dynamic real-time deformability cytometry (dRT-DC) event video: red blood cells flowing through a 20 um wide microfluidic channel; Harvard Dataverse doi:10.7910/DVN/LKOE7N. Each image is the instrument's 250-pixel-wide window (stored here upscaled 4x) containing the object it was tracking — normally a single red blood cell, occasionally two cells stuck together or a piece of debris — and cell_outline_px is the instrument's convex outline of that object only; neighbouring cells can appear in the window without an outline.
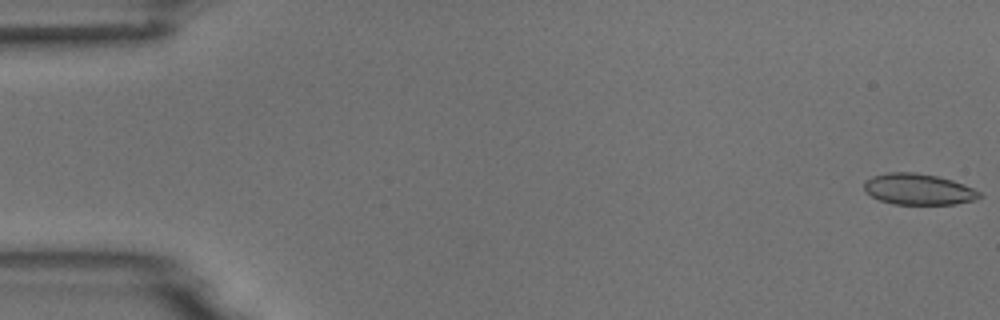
{"species": "common noctule bat (a hibernating species)", "species_latin": "Nyctalus noctula", "temperature_condition": "room temperature", "stored_images_in_passage": 7, "camera_frame_rate_fps": 3000, "um_per_image_px": 0.085, "animal": {"sex": "male", "body_mass_g": 18.8}, "frame": {"image": 1, "passage_image": 1, "time_ms": 0.0, "image_size_px": [1000, 320], "cell_outline_px": [[984, 196], [976, 200], [956, 204], [896, 204], [880, 200], [864, 192], [864, 180], [872, 176], [888, 172], [916, 172], [936, 176], [952, 180], [964, 184], [980, 192]], "centroid_in_image_um": [78.07, 16.08], "position_along_channel_um": 6.9, "area_um2": 21.04}}
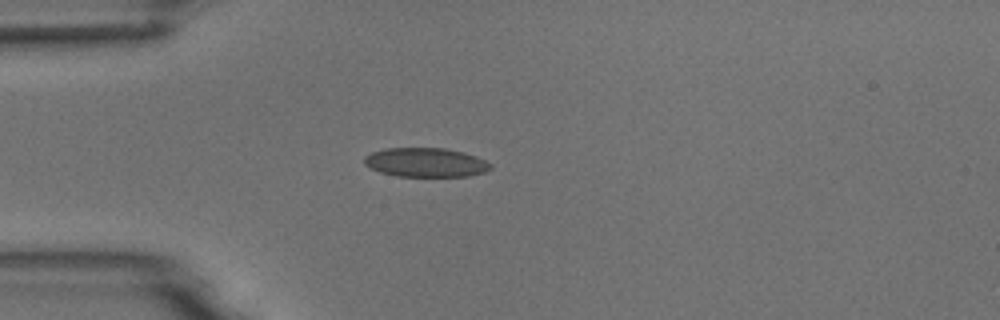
{"frame": {"image": 2, "passage_image": 5, "time_ms": 4.667, "image_size_px": [1000, 320], "cell_outline_px": [[492, 168], [484, 172], [468, 176], [396, 176], [380, 172], [364, 164], [364, 156], [372, 152], [384, 148], [444, 148], [464, 152], [476, 156], [492, 164]], "centroid_in_image_um": [36.18, 13.8], "position_along_channel_um": 48.8, "area_um2": 21.44}}